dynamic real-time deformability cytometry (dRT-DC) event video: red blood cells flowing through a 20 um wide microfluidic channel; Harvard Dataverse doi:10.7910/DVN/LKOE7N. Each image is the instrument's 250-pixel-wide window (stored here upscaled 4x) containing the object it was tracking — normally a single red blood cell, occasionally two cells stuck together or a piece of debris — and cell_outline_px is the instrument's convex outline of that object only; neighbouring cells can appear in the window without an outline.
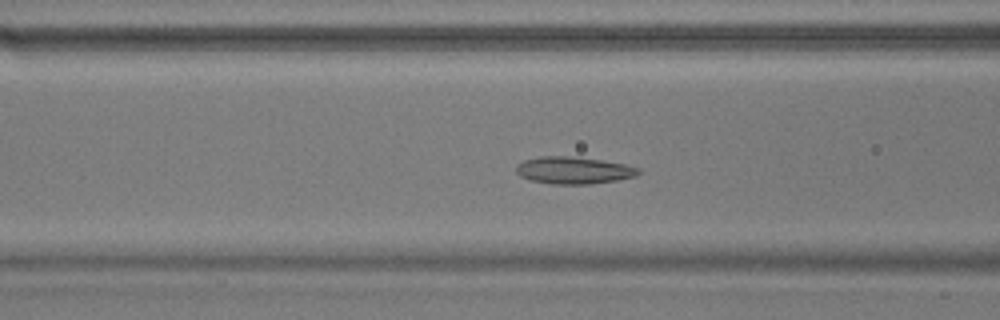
{"species": "common noctule bat (a hibernating species)", "species_latin": "Nyctalus noctula", "temperature_condition": "warm", "stored_images_in_passage": 54, "camera_frame_rate_fps": 3000, "um_per_image_px": 0.085, "animal": {"sex": "male", "body_mass_g": 17.9}, "frame": {"image": 1, "passage_image": 21, "time_ms": 6.667, "image_size_px": [1000, 320], "cell_outline_px": [[640, 172], [636, 176], [616, 180], [588, 184], [552, 184], [528, 180], [520, 176], [516, 172], [516, 164], [524, 160], [540, 156], [568, 156], [600, 160], [624, 164], [640, 168]], "centroid_in_image_um": [48.72, 14.48], "position_along_channel_um": 117.9, "area_um2": 19.31}}
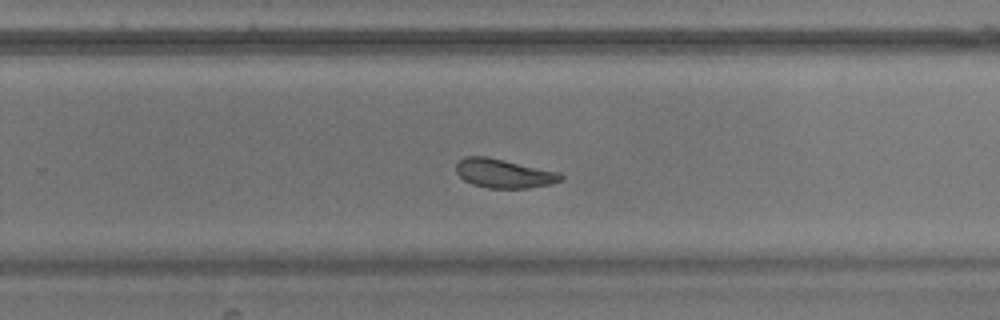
{"frame": {"image": 2, "passage_image": 35, "time_ms": 11.333, "image_size_px": [1000, 320], "cell_outline_px": [[564, 180], [552, 184], [528, 188], [488, 188], [472, 184], [464, 180], [456, 172], [456, 164], [460, 160], [468, 156], [488, 156], [560, 172], [564, 176]], "centroid_in_image_um": [42.87, 14.74], "position_along_channel_um": 286.9, "area_um2": 17.86}}
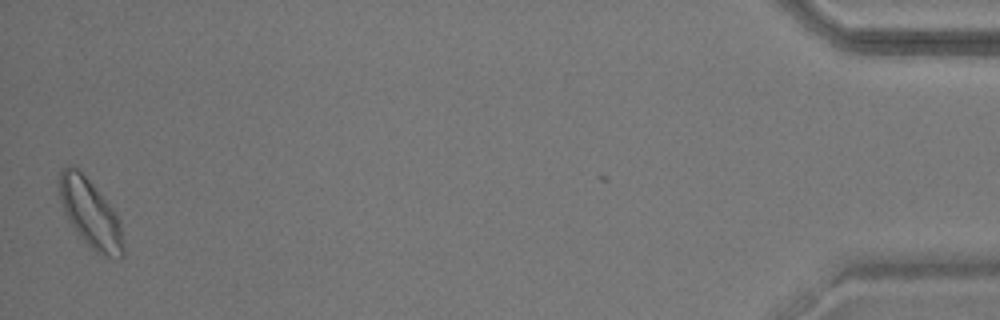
{"frame": {"image": 3, "passage_image": 54, "time_ms": 17.667, "image_size_px": [1000, 320], "cell_outline_px": [[124, 256], [120, 260], [104, 256], [96, 252], [80, 236], [68, 220], [64, 212], [60, 200], [60, 172], [64, 168], [76, 168], [92, 184], [112, 208], [120, 220], [124, 244]], "centroid_in_image_um": [7.73, 18.23], "position_along_channel_um": 427.5, "area_um2": 24.91}, "authors_computed_cell_mechanics": {"area_um2": 19.7676, "velocity_mm_per_s": 3.6299, "shape_relaxation_time_tau1_ms": 5.8145, "shape_relaxation_time_tau2_ms": 2.1285, "deformation_change_tau1": 0.103, "deformation_change_tau2": 0.0766}}